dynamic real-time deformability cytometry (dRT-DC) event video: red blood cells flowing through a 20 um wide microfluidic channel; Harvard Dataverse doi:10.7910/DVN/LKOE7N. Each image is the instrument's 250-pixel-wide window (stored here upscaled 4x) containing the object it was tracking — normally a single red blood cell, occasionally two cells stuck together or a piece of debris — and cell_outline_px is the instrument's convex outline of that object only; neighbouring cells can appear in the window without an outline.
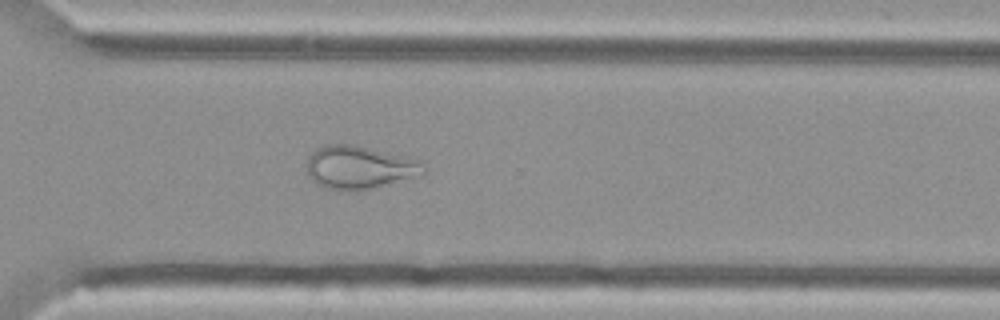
{"species": "Egyptian fruit bat (a non-hibernating species)", "species_latin": "Rousettus aegyptiacus", "temperature_condition": "cold", "stored_images_in_passage": 55, "camera_frame_rate_fps": 3000, "um_per_image_px": 0.085, "animal": {"sex": "female"}, "frame": {"image": 1, "passage_image": 40, "time_ms": 13.0, "image_size_px": [1000, 320], "cell_outline_px": [[428, 172], [424, 176], [356, 192], [344, 192], [328, 188], [316, 184], [304, 172], [308, 160], [312, 152], [316, 148], [324, 144], [352, 144], [404, 156], [420, 160]], "centroid_in_image_um": [30.56, 14.26], "position_along_channel_um": 340.0, "area_um2": 30.17}}
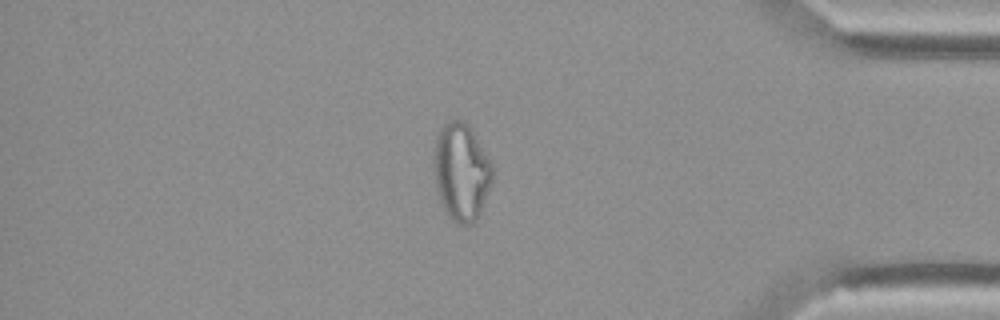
{"frame": {"image": 2, "passage_image": 47, "time_ms": 15.333, "image_size_px": [1000, 320], "cell_outline_px": [[492, 180], [480, 212], [476, 220], [472, 224], [460, 224], [452, 220], [448, 216], [440, 200], [436, 188], [432, 160], [432, 156], [436, 140], [440, 128], [448, 120], [464, 120], [468, 124], [492, 164]], "centroid_in_image_um": [39.18, 14.6], "position_along_channel_um": 396.0, "area_um2": 33.18}}